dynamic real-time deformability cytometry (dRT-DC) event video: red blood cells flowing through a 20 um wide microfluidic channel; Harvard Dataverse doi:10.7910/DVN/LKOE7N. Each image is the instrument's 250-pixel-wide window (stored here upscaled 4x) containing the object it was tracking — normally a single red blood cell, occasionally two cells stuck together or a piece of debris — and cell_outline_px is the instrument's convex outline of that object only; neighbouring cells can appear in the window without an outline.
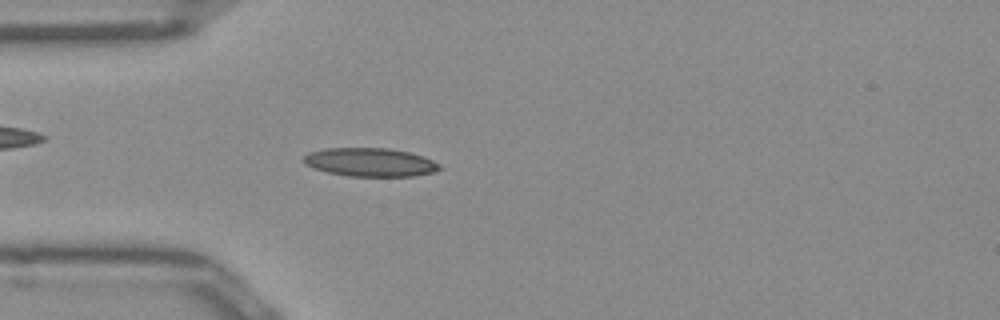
{"species": "Egyptian fruit bat (a non-hibernating species)", "species_latin": "Rousettus aegyptiacus", "temperature_condition": "room temperature", "stored_images_in_passage": 43, "camera_frame_rate_fps": 3000, "um_per_image_px": 0.085, "frame": {"image": 1, "passage_image": 6, "time_ms": 1.667, "image_size_px": [1000, 320], "cell_outline_px": [[440, 168], [432, 172], [412, 176], [348, 176], [328, 172], [304, 164], [300, 160], [308, 152], [328, 148], [388, 148], [408, 152], [424, 156], [440, 164]], "centroid_in_image_um": [31.43, 13.78], "position_along_channel_um": 53.6, "area_um2": 22.48}}
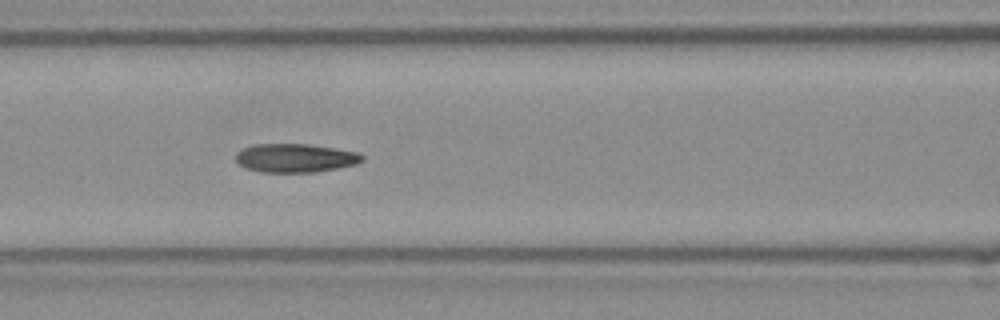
{"frame": {"image": 2, "passage_image": 13, "time_ms": 4.0, "image_size_px": [1000, 320], "cell_outline_px": [[364, 160], [356, 164], [316, 172], [260, 172], [244, 168], [236, 160], [236, 152], [244, 148], [256, 144], [308, 144], [356, 152], [364, 156]], "centroid_in_image_um": [25.08, 13.43], "position_along_channel_um": 141.5, "area_um2": 20.98}}
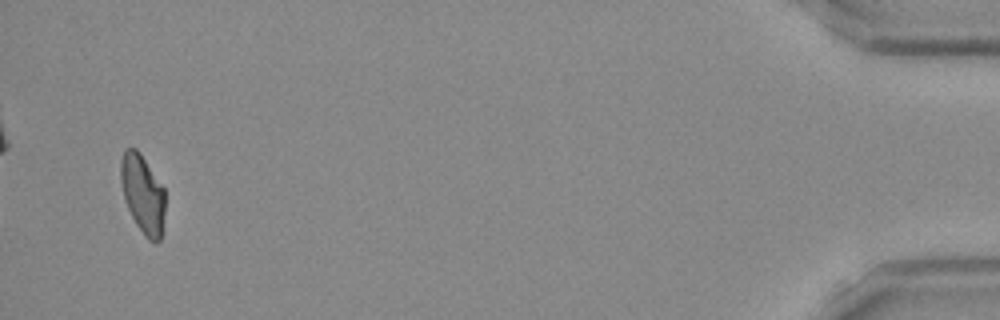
{"frame": {"image": 3, "passage_image": 41, "time_ms": 13.333, "image_size_px": [1000, 320], "cell_outline_px": [[164, 212], [160, 240], [156, 244], [148, 240], [144, 236], [136, 224], [124, 200], [120, 180], [120, 160], [124, 148], [136, 148], [140, 152], [164, 188]], "centroid_in_image_um": [12.11, 16.47], "position_along_channel_um": 423.1, "area_um2": 20.46}, "authors_computed_cell_mechanics": {"area_um2": 21.097, "velocity_mm_per_s": 3.9674, "shape_relaxation_time_tau1_ms": 4.8072, "shape_relaxation_time_tau2_ms": 2.5207, "deformation_change_tau1": 0.1747, "deformation_change_tau2": 0.1008}}